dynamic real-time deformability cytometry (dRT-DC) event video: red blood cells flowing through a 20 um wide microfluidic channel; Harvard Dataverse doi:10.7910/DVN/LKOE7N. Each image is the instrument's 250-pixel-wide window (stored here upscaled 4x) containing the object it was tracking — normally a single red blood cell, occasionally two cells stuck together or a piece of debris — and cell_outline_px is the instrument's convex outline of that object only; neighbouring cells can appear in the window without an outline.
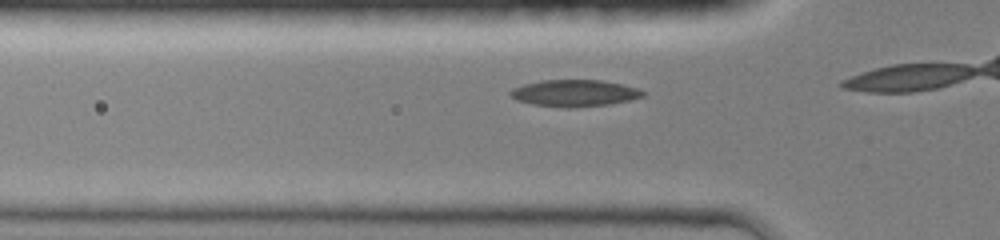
{"species": "common noctule bat (a hibernating species)", "species_latin": "Nyctalus noctula", "temperature_condition": "room temperature", "stored_images_in_passage": 5, "camera_frame_rate_fps": 3000, "um_per_image_px": 0.085, "animal": {"sex": "female", "body_mass_g": 19.0, "forearm_length_mm": 51.5}, "frame": {"image": 1, "passage_image": 3, "time_ms": 0.667, "image_size_px": [1000, 240], "cell_outline_px": [[644, 96], [628, 100], [608, 104], [572, 108], [568, 108], [532, 104], [516, 100], [508, 92], [512, 88], [524, 84], [540, 80], [604, 80], [624, 84], [636, 88], [644, 92]], "centroid_in_image_um": [48.81, 7.91], "position_along_channel_um": 77.0, "area_um2": 20.63}}